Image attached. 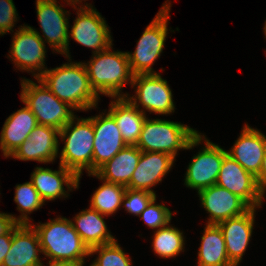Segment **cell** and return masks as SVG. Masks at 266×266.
Wrapping results in <instances>:
<instances>
[{"label": "cell", "mask_w": 266, "mask_h": 266, "mask_svg": "<svg viewBox=\"0 0 266 266\" xmlns=\"http://www.w3.org/2000/svg\"><path fill=\"white\" fill-rule=\"evenodd\" d=\"M61 101L73 110H88L96 107L99 96L90 85L84 63L63 64L54 69H46L38 78Z\"/></svg>", "instance_id": "1"}, {"label": "cell", "mask_w": 266, "mask_h": 266, "mask_svg": "<svg viewBox=\"0 0 266 266\" xmlns=\"http://www.w3.org/2000/svg\"><path fill=\"white\" fill-rule=\"evenodd\" d=\"M202 137L184 124L146 118L136 146L140 151L163 152L175 158L178 150L192 149L203 141Z\"/></svg>", "instance_id": "2"}, {"label": "cell", "mask_w": 266, "mask_h": 266, "mask_svg": "<svg viewBox=\"0 0 266 266\" xmlns=\"http://www.w3.org/2000/svg\"><path fill=\"white\" fill-rule=\"evenodd\" d=\"M110 49L112 46L94 54L87 64L84 63L90 85L98 96L100 92L112 98L126 97L128 94H120L121 88L126 81L132 83L133 80L127 53L111 52Z\"/></svg>", "instance_id": "3"}, {"label": "cell", "mask_w": 266, "mask_h": 266, "mask_svg": "<svg viewBox=\"0 0 266 266\" xmlns=\"http://www.w3.org/2000/svg\"><path fill=\"white\" fill-rule=\"evenodd\" d=\"M37 231L42 254L50 261L84 263L89 249L72 225V220L58 217L50 222L33 226Z\"/></svg>", "instance_id": "4"}, {"label": "cell", "mask_w": 266, "mask_h": 266, "mask_svg": "<svg viewBox=\"0 0 266 266\" xmlns=\"http://www.w3.org/2000/svg\"><path fill=\"white\" fill-rule=\"evenodd\" d=\"M74 119H77V123ZM59 136L65 140L60 164L72 170L79 180L82 170L86 169L88 174L93 173L94 129L92 120L89 117L85 119L74 117L59 130Z\"/></svg>", "instance_id": "5"}, {"label": "cell", "mask_w": 266, "mask_h": 266, "mask_svg": "<svg viewBox=\"0 0 266 266\" xmlns=\"http://www.w3.org/2000/svg\"><path fill=\"white\" fill-rule=\"evenodd\" d=\"M36 80L40 86L29 79L21 80L20 99L35 115L38 124L61 130L75 117L69 110L73 107L55 96L41 80Z\"/></svg>", "instance_id": "6"}, {"label": "cell", "mask_w": 266, "mask_h": 266, "mask_svg": "<svg viewBox=\"0 0 266 266\" xmlns=\"http://www.w3.org/2000/svg\"><path fill=\"white\" fill-rule=\"evenodd\" d=\"M171 5L165 3L140 37L133 54L126 52L133 75L156 74L151 68L163 51Z\"/></svg>", "instance_id": "7"}, {"label": "cell", "mask_w": 266, "mask_h": 266, "mask_svg": "<svg viewBox=\"0 0 266 266\" xmlns=\"http://www.w3.org/2000/svg\"><path fill=\"white\" fill-rule=\"evenodd\" d=\"M131 85L137 86V97L126 96L132 104H137L138 99L143 108L149 112L165 115L174 112L172 91L159 73L133 75Z\"/></svg>", "instance_id": "8"}, {"label": "cell", "mask_w": 266, "mask_h": 266, "mask_svg": "<svg viewBox=\"0 0 266 266\" xmlns=\"http://www.w3.org/2000/svg\"><path fill=\"white\" fill-rule=\"evenodd\" d=\"M16 31L9 57L21 70L30 72L38 70L40 73H34L35 79H38L47 69L43 68L46 55L45 41L33 27L25 25Z\"/></svg>", "instance_id": "9"}, {"label": "cell", "mask_w": 266, "mask_h": 266, "mask_svg": "<svg viewBox=\"0 0 266 266\" xmlns=\"http://www.w3.org/2000/svg\"><path fill=\"white\" fill-rule=\"evenodd\" d=\"M216 185L239 196L251 208L261 206L264 194L259 189L256 177L228 154L221 164Z\"/></svg>", "instance_id": "10"}, {"label": "cell", "mask_w": 266, "mask_h": 266, "mask_svg": "<svg viewBox=\"0 0 266 266\" xmlns=\"http://www.w3.org/2000/svg\"><path fill=\"white\" fill-rule=\"evenodd\" d=\"M78 9V16L68 34L81 45L94 49L93 54L111 47V35L100 13L88 4Z\"/></svg>", "instance_id": "11"}, {"label": "cell", "mask_w": 266, "mask_h": 266, "mask_svg": "<svg viewBox=\"0 0 266 266\" xmlns=\"http://www.w3.org/2000/svg\"><path fill=\"white\" fill-rule=\"evenodd\" d=\"M204 140L205 147L192 158L185 176V185L198 192L216 185L221 164L228 154L220 146L206 138Z\"/></svg>", "instance_id": "12"}, {"label": "cell", "mask_w": 266, "mask_h": 266, "mask_svg": "<svg viewBox=\"0 0 266 266\" xmlns=\"http://www.w3.org/2000/svg\"><path fill=\"white\" fill-rule=\"evenodd\" d=\"M36 10L38 21L43 31L45 41L49 46L53 47L60 54L69 55V22L65 16V11L62 6L57 4L56 0H37Z\"/></svg>", "instance_id": "13"}, {"label": "cell", "mask_w": 266, "mask_h": 266, "mask_svg": "<svg viewBox=\"0 0 266 266\" xmlns=\"http://www.w3.org/2000/svg\"><path fill=\"white\" fill-rule=\"evenodd\" d=\"M89 118L92 120L94 129L93 173H95L127 145L109 112L105 116L100 114Z\"/></svg>", "instance_id": "14"}, {"label": "cell", "mask_w": 266, "mask_h": 266, "mask_svg": "<svg viewBox=\"0 0 266 266\" xmlns=\"http://www.w3.org/2000/svg\"><path fill=\"white\" fill-rule=\"evenodd\" d=\"M202 206L209 213L207 224H219L229 218L247 212L251 207L239 196L218 185H212L198 192Z\"/></svg>", "instance_id": "15"}, {"label": "cell", "mask_w": 266, "mask_h": 266, "mask_svg": "<svg viewBox=\"0 0 266 266\" xmlns=\"http://www.w3.org/2000/svg\"><path fill=\"white\" fill-rule=\"evenodd\" d=\"M42 253L37 231L30 224H15L12 227V242L2 266H41Z\"/></svg>", "instance_id": "16"}, {"label": "cell", "mask_w": 266, "mask_h": 266, "mask_svg": "<svg viewBox=\"0 0 266 266\" xmlns=\"http://www.w3.org/2000/svg\"><path fill=\"white\" fill-rule=\"evenodd\" d=\"M58 135V129L38 124L11 157L23 161L53 162L58 155Z\"/></svg>", "instance_id": "17"}, {"label": "cell", "mask_w": 266, "mask_h": 266, "mask_svg": "<svg viewBox=\"0 0 266 266\" xmlns=\"http://www.w3.org/2000/svg\"><path fill=\"white\" fill-rule=\"evenodd\" d=\"M174 160L175 158L167 153L141 151L138 165L126 188L155 194L150 188L162 181L172 168Z\"/></svg>", "instance_id": "18"}, {"label": "cell", "mask_w": 266, "mask_h": 266, "mask_svg": "<svg viewBox=\"0 0 266 266\" xmlns=\"http://www.w3.org/2000/svg\"><path fill=\"white\" fill-rule=\"evenodd\" d=\"M255 209L250 208L240 216L229 218L217 224L224 237L228 258L235 266H238L242 260L249 244L253 231Z\"/></svg>", "instance_id": "19"}, {"label": "cell", "mask_w": 266, "mask_h": 266, "mask_svg": "<svg viewBox=\"0 0 266 266\" xmlns=\"http://www.w3.org/2000/svg\"><path fill=\"white\" fill-rule=\"evenodd\" d=\"M232 148L228 155L256 177L266 150V136L247 124Z\"/></svg>", "instance_id": "20"}, {"label": "cell", "mask_w": 266, "mask_h": 266, "mask_svg": "<svg viewBox=\"0 0 266 266\" xmlns=\"http://www.w3.org/2000/svg\"><path fill=\"white\" fill-rule=\"evenodd\" d=\"M31 182L39 193L41 199L55 200L63 196L67 197L63 184L68 189L77 188L79 185V177L70 169L59 164L58 171H52L49 168L36 167L31 174Z\"/></svg>", "instance_id": "21"}, {"label": "cell", "mask_w": 266, "mask_h": 266, "mask_svg": "<svg viewBox=\"0 0 266 266\" xmlns=\"http://www.w3.org/2000/svg\"><path fill=\"white\" fill-rule=\"evenodd\" d=\"M37 125L35 115L27 106L11 114L6 119L0 136V148L3 155L6 158L11 156L28 139Z\"/></svg>", "instance_id": "22"}, {"label": "cell", "mask_w": 266, "mask_h": 266, "mask_svg": "<svg viewBox=\"0 0 266 266\" xmlns=\"http://www.w3.org/2000/svg\"><path fill=\"white\" fill-rule=\"evenodd\" d=\"M109 113L113 116L127 146H136L146 113L139 104H132L126 97H117L110 103Z\"/></svg>", "instance_id": "23"}, {"label": "cell", "mask_w": 266, "mask_h": 266, "mask_svg": "<svg viewBox=\"0 0 266 266\" xmlns=\"http://www.w3.org/2000/svg\"><path fill=\"white\" fill-rule=\"evenodd\" d=\"M140 157L141 151L137 146H126L95 173H89V176L93 175L103 181L127 187Z\"/></svg>", "instance_id": "24"}, {"label": "cell", "mask_w": 266, "mask_h": 266, "mask_svg": "<svg viewBox=\"0 0 266 266\" xmlns=\"http://www.w3.org/2000/svg\"><path fill=\"white\" fill-rule=\"evenodd\" d=\"M102 216L104 215L97 210L89 208L74 217L73 228L88 249L115 241V238L108 232Z\"/></svg>", "instance_id": "25"}, {"label": "cell", "mask_w": 266, "mask_h": 266, "mask_svg": "<svg viewBox=\"0 0 266 266\" xmlns=\"http://www.w3.org/2000/svg\"><path fill=\"white\" fill-rule=\"evenodd\" d=\"M201 238L198 266H235L228 258L224 237L218 225L207 224Z\"/></svg>", "instance_id": "26"}, {"label": "cell", "mask_w": 266, "mask_h": 266, "mask_svg": "<svg viewBox=\"0 0 266 266\" xmlns=\"http://www.w3.org/2000/svg\"><path fill=\"white\" fill-rule=\"evenodd\" d=\"M126 187L104 181L92 195L90 208L106 216L115 213L122 205Z\"/></svg>", "instance_id": "27"}, {"label": "cell", "mask_w": 266, "mask_h": 266, "mask_svg": "<svg viewBox=\"0 0 266 266\" xmlns=\"http://www.w3.org/2000/svg\"><path fill=\"white\" fill-rule=\"evenodd\" d=\"M153 250L162 258L177 256L184 245V236L181 231L168 224L155 231L153 239Z\"/></svg>", "instance_id": "28"}, {"label": "cell", "mask_w": 266, "mask_h": 266, "mask_svg": "<svg viewBox=\"0 0 266 266\" xmlns=\"http://www.w3.org/2000/svg\"><path fill=\"white\" fill-rule=\"evenodd\" d=\"M15 190L14 201L17 203V209L22 212V215L17 218V224H30L27 213L29 214L39 209L44 204V201L31 181L16 185Z\"/></svg>", "instance_id": "29"}, {"label": "cell", "mask_w": 266, "mask_h": 266, "mask_svg": "<svg viewBox=\"0 0 266 266\" xmlns=\"http://www.w3.org/2000/svg\"><path fill=\"white\" fill-rule=\"evenodd\" d=\"M97 252L98 258L90 266H132L131 258L123 252L116 240L89 249V255Z\"/></svg>", "instance_id": "30"}, {"label": "cell", "mask_w": 266, "mask_h": 266, "mask_svg": "<svg viewBox=\"0 0 266 266\" xmlns=\"http://www.w3.org/2000/svg\"><path fill=\"white\" fill-rule=\"evenodd\" d=\"M156 198H154L147 208L139 215L146 222L150 228L160 229L169 224L172 213L164 205L155 204Z\"/></svg>", "instance_id": "31"}, {"label": "cell", "mask_w": 266, "mask_h": 266, "mask_svg": "<svg viewBox=\"0 0 266 266\" xmlns=\"http://www.w3.org/2000/svg\"><path fill=\"white\" fill-rule=\"evenodd\" d=\"M154 198H156V194L126 188L122 200V203L125 204L122 205L129 213L139 216Z\"/></svg>", "instance_id": "32"}, {"label": "cell", "mask_w": 266, "mask_h": 266, "mask_svg": "<svg viewBox=\"0 0 266 266\" xmlns=\"http://www.w3.org/2000/svg\"><path fill=\"white\" fill-rule=\"evenodd\" d=\"M16 12L13 0H0V35L12 30L17 21Z\"/></svg>", "instance_id": "33"}, {"label": "cell", "mask_w": 266, "mask_h": 266, "mask_svg": "<svg viewBox=\"0 0 266 266\" xmlns=\"http://www.w3.org/2000/svg\"><path fill=\"white\" fill-rule=\"evenodd\" d=\"M12 242V228L3 235H0V266H2L3 260L7 255Z\"/></svg>", "instance_id": "34"}, {"label": "cell", "mask_w": 266, "mask_h": 266, "mask_svg": "<svg viewBox=\"0 0 266 266\" xmlns=\"http://www.w3.org/2000/svg\"><path fill=\"white\" fill-rule=\"evenodd\" d=\"M16 223L17 218L14 215L0 213V235L6 234Z\"/></svg>", "instance_id": "35"}, {"label": "cell", "mask_w": 266, "mask_h": 266, "mask_svg": "<svg viewBox=\"0 0 266 266\" xmlns=\"http://www.w3.org/2000/svg\"><path fill=\"white\" fill-rule=\"evenodd\" d=\"M256 180L260 191L264 194L266 190V150L262 160V165L260 168V173L256 176Z\"/></svg>", "instance_id": "36"}, {"label": "cell", "mask_w": 266, "mask_h": 266, "mask_svg": "<svg viewBox=\"0 0 266 266\" xmlns=\"http://www.w3.org/2000/svg\"><path fill=\"white\" fill-rule=\"evenodd\" d=\"M49 266H83L84 263L72 262V261H50ZM43 266V264L41 265Z\"/></svg>", "instance_id": "37"}, {"label": "cell", "mask_w": 266, "mask_h": 266, "mask_svg": "<svg viewBox=\"0 0 266 266\" xmlns=\"http://www.w3.org/2000/svg\"><path fill=\"white\" fill-rule=\"evenodd\" d=\"M67 2H69V3H67L68 5L69 4H73V5H75L77 2L79 3V2H82L81 0L79 1V0H66ZM85 1V0H84Z\"/></svg>", "instance_id": "38"}, {"label": "cell", "mask_w": 266, "mask_h": 266, "mask_svg": "<svg viewBox=\"0 0 266 266\" xmlns=\"http://www.w3.org/2000/svg\"><path fill=\"white\" fill-rule=\"evenodd\" d=\"M264 32H265V36H266V22H265V26H264Z\"/></svg>", "instance_id": "39"}]
</instances>
